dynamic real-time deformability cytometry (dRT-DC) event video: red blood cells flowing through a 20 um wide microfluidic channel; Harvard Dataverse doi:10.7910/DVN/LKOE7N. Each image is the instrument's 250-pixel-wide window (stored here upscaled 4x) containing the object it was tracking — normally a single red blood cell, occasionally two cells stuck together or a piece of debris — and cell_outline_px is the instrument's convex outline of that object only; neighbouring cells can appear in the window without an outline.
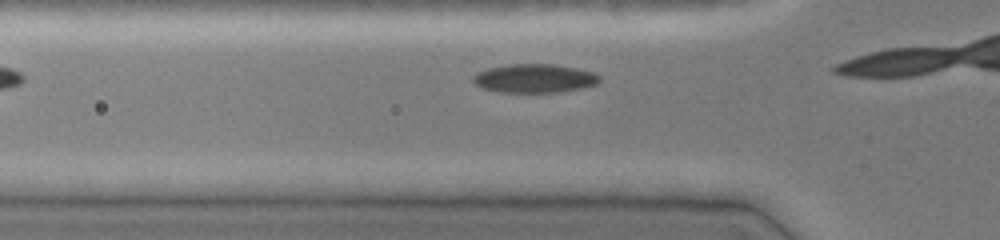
{"species": "common noctule bat (a hibernating species)", "species_latin": "Nyctalus noctula", "temperature_condition": "cold", "stored_images_in_passage": 6, "camera_frame_rate_fps": 3000, "um_per_image_px": 0.085, "animal": {"sex": "female", "body_mass_g": 19.0, "forearm_length_mm": 51.5}, "frame": {"image": 1, "passage_image": 4, "time_ms": 1.0, "image_size_px": [1000, 240], "cell_outline_px": [[600, 80], [596, 84], [580, 88], [560, 92], [500, 92], [484, 88], [476, 84], [472, 80], [472, 76], [476, 72], [488, 68], [508, 64], [552, 64], [576, 68], [592, 72], [600, 76]], "centroid_in_image_um": [45.4, 6.65], "position_along_channel_um": 80.4, "area_um2": 21.04}}